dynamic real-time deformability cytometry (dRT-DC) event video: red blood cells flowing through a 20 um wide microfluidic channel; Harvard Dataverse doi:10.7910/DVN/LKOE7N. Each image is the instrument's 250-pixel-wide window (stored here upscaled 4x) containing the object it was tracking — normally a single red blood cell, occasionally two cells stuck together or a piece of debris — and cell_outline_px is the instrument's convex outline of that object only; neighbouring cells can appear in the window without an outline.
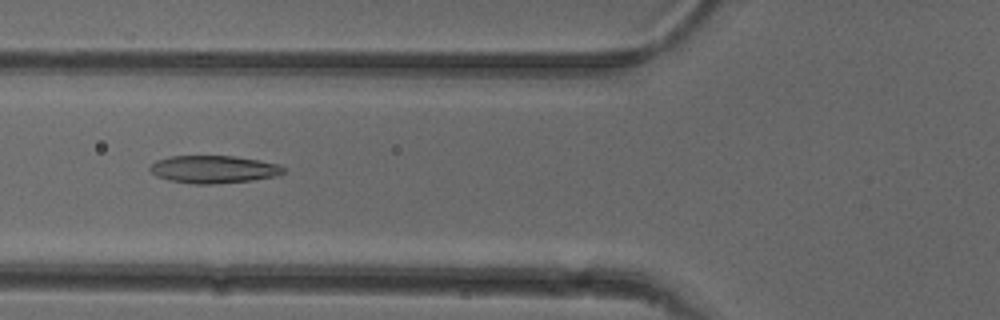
{"species": "common noctule bat (a hibernating species)", "species_latin": "Nyctalus noctula", "temperature_condition": "cold", "stored_images_in_passage": 53, "camera_frame_rate_fps": 3000, "um_per_image_px": 0.085, "animal": {"sex": "female"}, "frame": {"image": 1, "passage_image": 20, "time_ms": 6.333, "image_size_px": [1000, 320], "cell_outline_px": [[288, 168], [284, 172], [276, 176], [252, 180], [212, 184], [196, 184], [168, 180], [156, 176], [148, 168], [156, 160], [172, 156], [236, 156], [260, 160], [280, 164]], "centroid_in_image_um": [18.2, 14.39], "position_along_channel_um": 107.6, "area_um2": 21.62}}
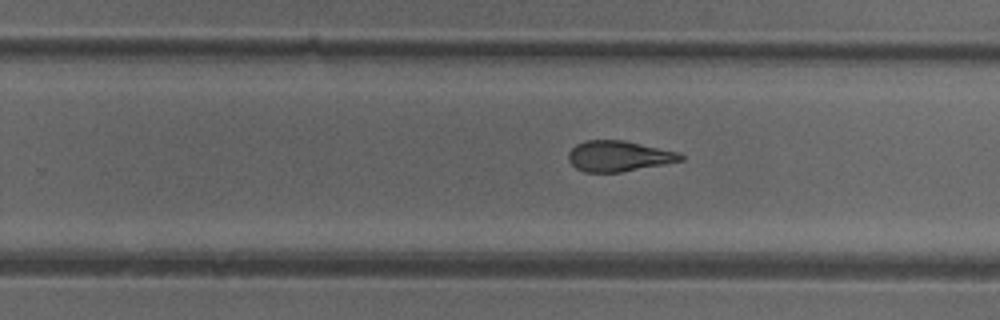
{"frame": {"image": 2, "passage_image": 33, "time_ms": 10.667, "image_size_px": [1000, 320], "cell_outline_px": [[684, 160], [664, 164], [620, 172], [584, 172], [576, 168], [568, 160], [568, 152], [576, 144], [584, 140], [624, 140], [680, 152], [684, 156]], "centroid_in_image_um": [52.59, 13.26], "position_along_channel_um": 277.2, "area_um2": 20.11}}
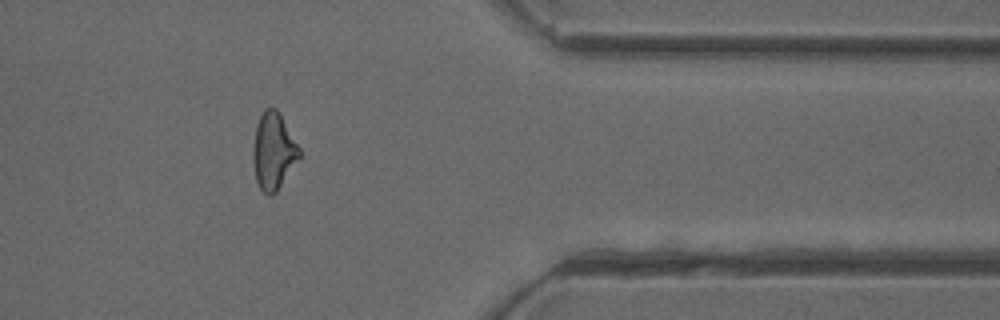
{"frame": {"image": 3, "passage_image": 43, "time_ms": 14.0, "image_size_px": [1000, 320], "cell_outline_px": [[300, 156], [276, 192], [272, 196], [268, 196], [260, 188], [256, 180], [252, 160], [252, 148], [256, 124], [264, 108], [276, 108], [280, 112], [300, 148]], "centroid_in_image_um": [23.22, 12.82], "position_along_channel_um": 388.2, "area_um2": 20.81}, "authors_computed_cell_mechanics": {"area_um2": 21.386, "velocity_mm_per_s": 3.9061, "shape_relaxation_time_tau1_ms": null, "shape_relaxation_time_tau2_ms": 1.9992, "deformation_change_tau1": null, "deformation_change_tau2": 0.0961}}